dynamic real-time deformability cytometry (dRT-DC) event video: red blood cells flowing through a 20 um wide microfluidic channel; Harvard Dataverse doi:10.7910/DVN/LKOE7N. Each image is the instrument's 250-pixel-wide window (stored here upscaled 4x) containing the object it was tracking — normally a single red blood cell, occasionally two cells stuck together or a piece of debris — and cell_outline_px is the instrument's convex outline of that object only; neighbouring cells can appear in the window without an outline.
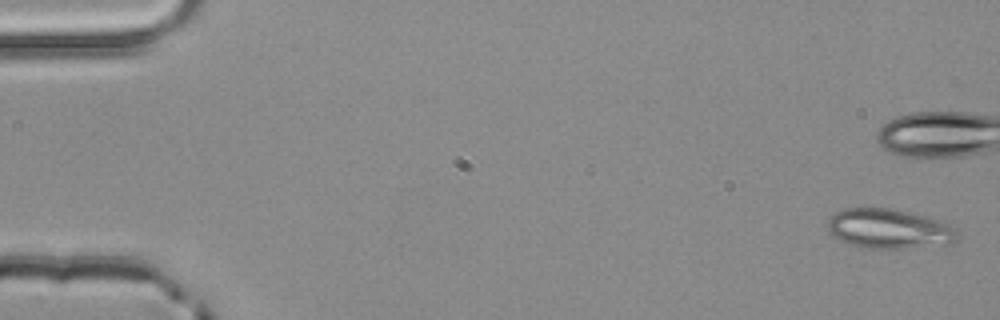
{"species": "common noctule bat (a hibernating species)", "species_latin": "Nyctalus noctula", "temperature_condition": "room temperature", "stored_images_in_passage": 5, "camera_frame_rate_fps": 3000, "um_per_image_px": 0.085, "animal": {"sex": "male", "body_mass_g": 20.4}, "frame": {"image": 1, "passage_image": 1, "time_ms": 0.0, "image_size_px": [1000, 320], "cell_outline_px": [[960, 236], [952, 244], [904, 248], [864, 248], [848, 244], [840, 240], [828, 232], [828, 220], [836, 212], [844, 208], [888, 208], [928, 216], [948, 224], [956, 228]], "centroid_in_image_um": [75.6, 19.45], "position_along_channel_um": 9.4, "area_um2": 30.17}}